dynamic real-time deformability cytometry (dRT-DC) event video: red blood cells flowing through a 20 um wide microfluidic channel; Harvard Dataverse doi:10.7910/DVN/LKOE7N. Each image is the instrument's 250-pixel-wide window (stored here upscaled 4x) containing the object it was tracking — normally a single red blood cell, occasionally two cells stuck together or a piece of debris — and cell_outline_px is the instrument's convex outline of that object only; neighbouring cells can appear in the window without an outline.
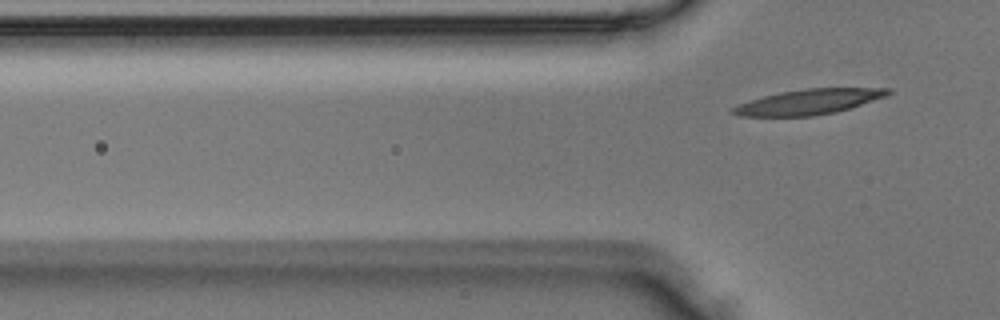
{"species": "Egyptian fruit bat (a non-hibernating species)", "species_latin": "Rousettus aegyptiacus", "temperature_condition": "room temperature", "stored_images_in_passage": 5, "segment_of_instrument_passage": [2, 2], "camera_frame_rate_fps": 3000, "um_per_image_px": 0.085, "animal": {"sex": "male"}, "frame": {"image": 1, "passage_image": 5, "time_ms": 1.333, "image_size_px": [1000, 320], "cell_outline_px": [[892, 92], [888, 96], [836, 112], [812, 116], [740, 116], [732, 112], [732, 108], [740, 104], [764, 96], [780, 92], [808, 88], [892, 88]], "centroid_in_image_um": [68.82, 8.65], "position_along_channel_um": 57.0, "area_um2": 22.54}}